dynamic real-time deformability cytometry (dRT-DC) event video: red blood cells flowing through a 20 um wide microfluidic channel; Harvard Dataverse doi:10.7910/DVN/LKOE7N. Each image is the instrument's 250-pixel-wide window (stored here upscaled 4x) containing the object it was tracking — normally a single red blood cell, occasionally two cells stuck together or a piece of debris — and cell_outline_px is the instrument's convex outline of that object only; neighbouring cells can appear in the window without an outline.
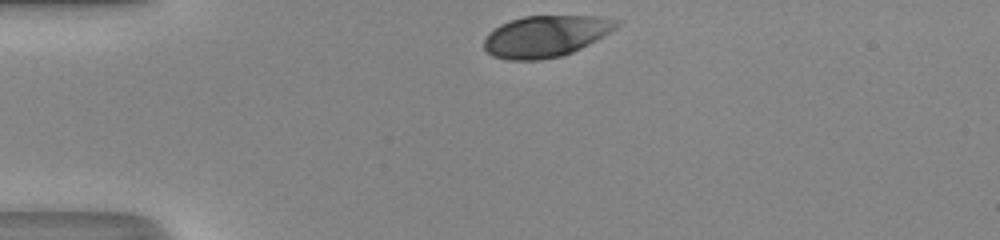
{"species": "human", "species_latin": "Homo sapiens", "temperature_condition": "room temperature", "stored_images_in_passage": 28, "camera_frame_rate_fps": 3000, "um_per_image_px": 0.085, "donor": {"sex": "male"}, "frame": {"image": 1, "passage_image": 1, "time_ms": 0.0, "image_size_px": [1000, 240], "cell_outline_px": [[620, 24], [616, 28], [588, 44], [572, 52], [560, 56], [540, 60], [508, 60], [492, 56], [484, 48], [484, 40], [488, 32], [500, 24], [524, 16], [600, 16], [620, 20]], "centroid_in_image_um": [46.36, 3.07], "position_along_channel_um": 38.6, "area_um2": 31.91}}
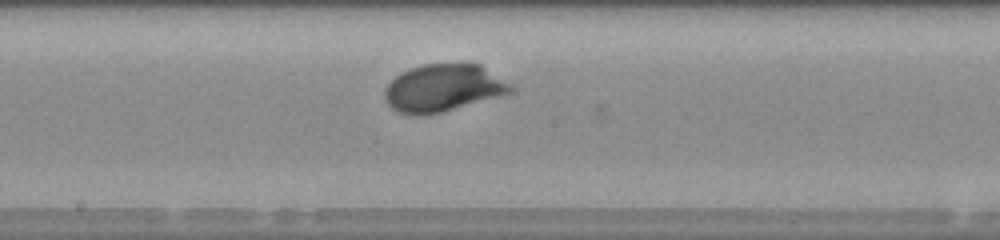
{"frame": {"image": 2, "passage_image": 16, "time_ms": 5.0, "image_size_px": [1000, 240], "cell_outline_px": [[512, 92], [440, 112], [420, 116], [412, 116], [400, 112], [392, 108], [384, 100], [384, 88], [400, 72], [408, 68], [420, 64], [480, 64], [512, 84]], "centroid_in_image_um": [37.61, 7.47], "position_along_channel_um": 210.6, "area_um2": 34.62}}
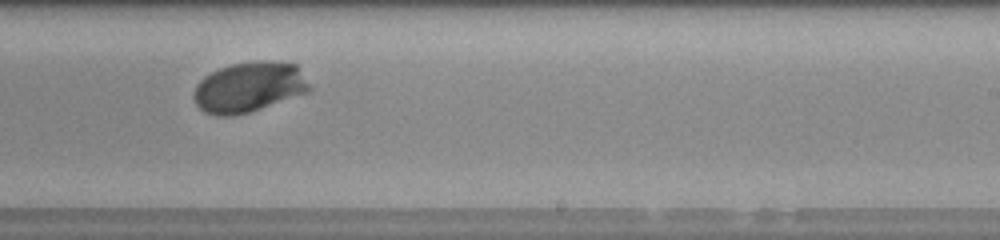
{"frame": {"image": 3, "passage_image": 20, "time_ms": 6.333, "image_size_px": [1000, 240], "cell_outline_px": [[312, 88], [308, 92], [248, 112], [232, 116], [216, 116], [204, 112], [196, 104], [192, 96], [196, 84], [204, 76], [220, 68], [232, 64], [260, 60], [264, 60], [296, 64]], "centroid_in_image_um": [21.13, 7.4], "position_along_channel_um": 267.9, "area_um2": 33.76}, "authors_computed_cell_mechanics": {"area_um2": 33.7263, "velocity_mm_per_s": 4.2999, "shape_relaxation_time_tau1_ms": 2.5517, "shape_relaxation_time_tau2_ms": null, "deformation_change_tau1": 0.1536, "deformation_change_tau2": null}}